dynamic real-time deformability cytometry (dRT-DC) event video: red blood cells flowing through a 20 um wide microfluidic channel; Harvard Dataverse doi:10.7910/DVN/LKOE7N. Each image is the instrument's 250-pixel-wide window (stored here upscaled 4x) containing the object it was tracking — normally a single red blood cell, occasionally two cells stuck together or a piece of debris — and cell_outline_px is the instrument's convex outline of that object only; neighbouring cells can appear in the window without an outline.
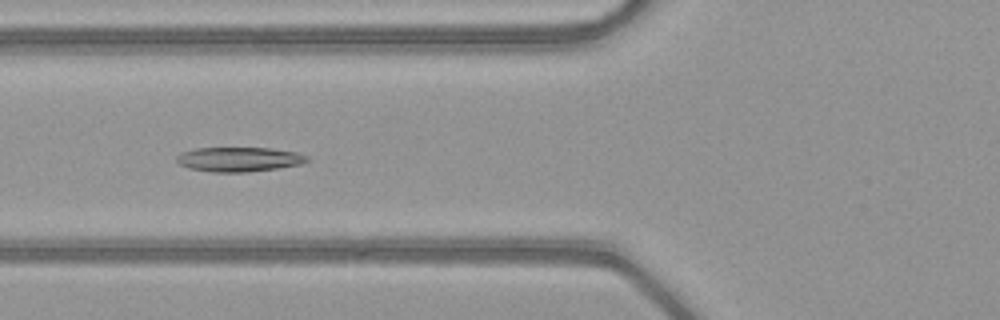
{"species": "common noctule bat (a hibernating species)", "species_latin": "Nyctalus noctula", "temperature_condition": "warm", "stored_images_in_passage": 36, "camera_frame_rate_fps": 3000, "um_per_image_px": 0.085, "animal": {"sex": "female", "body_mass_g": 21.9}, "frame": {"image": 1, "passage_image": 5, "time_ms": 1.333, "image_size_px": [1000, 320], "cell_outline_px": [[308, 160], [300, 164], [276, 168], [248, 172], [212, 172], [188, 168], [180, 164], [176, 160], [176, 156], [180, 152], [196, 148], [268, 148], [296, 152], [308, 156]], "centroid_in_image_um": [20.27, 13.54], "position_along_channel_um": 105.5, "area_um2": 18.55}}
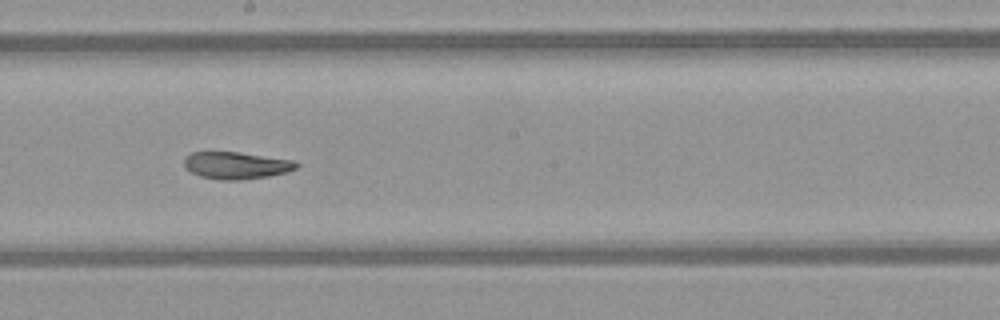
{"frame": {"image": 2, "passage_image": 14, "time_ms": 4.333, "image_size_px": [1000, 320], "cell_outline_px": [[300, 164], [296, 168], [284, 172], [268, 176], [240, 180], [224, 180], [200, 176], [192, 172], [184, 164], [184, 156], [192, 152], [240, 152], [296, 160]], "centroid_in_image_um": [20.1, 14.04], "position_along_channel_um": 228.1, "area_um2": 17.69}}
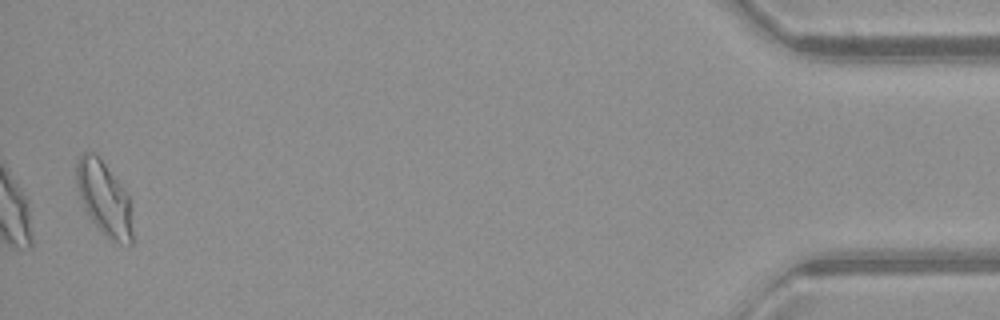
{"frame": {"image": 3, "passage_image": 35, "time_ms": 11.333, "image_size_px": [1000, 320], "cell_outline_px": [[136, 240], [132, 244], [120, 244], [108, 240], [92, 220], [76, 188], [76, 164], [80, 156], [84, 152], [92, 152], [104, 164], [120, 184], [128, 196], [132, 208]], "centroid_in_image_um": [8.93, 16.98], "position_along_channel_um": 426.3, "area_um2": 24.33}, "authors_computed_cell_mechanics": {"area_um2": 18.6983, "velocity_mm_per_s": 4.077, "shape_relaxation_time_tau1_ms": 10.4805, "shape_relaxation_time_tau2_ms": 6.051, "deformation_change_tau1": 0.2793, "deformation_change_tau2": 0.092}}